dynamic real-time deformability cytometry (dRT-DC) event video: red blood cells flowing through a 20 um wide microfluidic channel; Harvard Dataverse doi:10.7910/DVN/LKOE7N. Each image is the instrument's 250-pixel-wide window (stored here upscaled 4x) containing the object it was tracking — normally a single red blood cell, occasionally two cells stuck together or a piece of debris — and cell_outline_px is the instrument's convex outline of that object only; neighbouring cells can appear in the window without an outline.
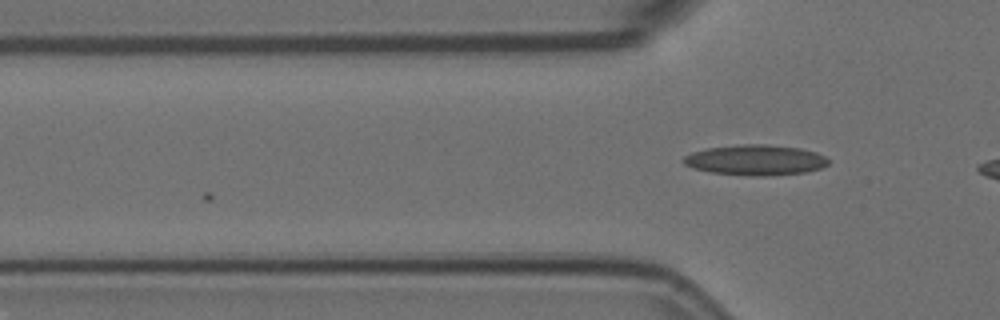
{"species": "Egyptian fruit bat (a non-hibernating species)", "species_latin": "Rousettus aegyptiacus", "temperature_condition": "room temperature", "stored_images_in_passage": 7, "camera_frame_rate_fps": 3000, "um_per_image_px": 0.085, "animal": {"sex": "female"}, "frame": {"image": 1, "passage_image": 7, "time_ms": 2.0, "image_size_px": [1000, 320], "cell_outline_px": [[828, 164], [820, 168], [804, 172], [768, 176], [752, 176], [712, 172], [692, 168], [684, 164], [684, 156], [692, 152], [704, 148], [740, 144], [768, 144], [800, 148], [816, 152], [824, 156], [828, 160]], "centroid_in_image_um": [64.2, 13.59], "position_along_channel_um": 61.6, "area_um2": 25.72}}